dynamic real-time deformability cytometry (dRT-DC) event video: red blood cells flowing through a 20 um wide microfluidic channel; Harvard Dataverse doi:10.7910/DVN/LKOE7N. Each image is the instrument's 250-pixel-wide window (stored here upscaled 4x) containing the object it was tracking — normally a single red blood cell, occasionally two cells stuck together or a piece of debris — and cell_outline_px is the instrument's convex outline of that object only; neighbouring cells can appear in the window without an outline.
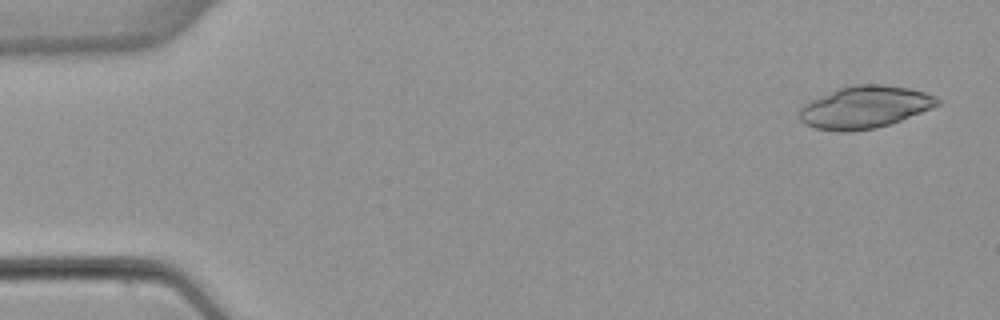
{"species": "common noctule bat (a hibernating species)", "species_latin": "Nyctalus noctula", "temperature_condition": "warm", "stored_images_in_passage": 51, "camera_frame_rate_fps": 3000, "um_per_image_px": 0.085, "animal": {"sex": "female", "body_mass_g": 22.7, "forearm_length_mm": 54.2}, "frame": {"image": 1, "passage_image": 2, "time_ms": 0.333, "image_size_px": [1000, 320], "cell_outline_px": [[940, 104], [932, 108], [900, 120], [876, 128], [852, 132], [836, 132], [812, 128], [804, 124], [800, 120], [800, 108], [804, 104], [812, 100], [840, 88], [852, 84], [884, 84], [908, 88], [924, 92], [936, 96], [940, 100]], "centroid_in_image_um": [73.49, 9.12], "position_along_channel_um": 11.5, "area_um2": 33.99}}